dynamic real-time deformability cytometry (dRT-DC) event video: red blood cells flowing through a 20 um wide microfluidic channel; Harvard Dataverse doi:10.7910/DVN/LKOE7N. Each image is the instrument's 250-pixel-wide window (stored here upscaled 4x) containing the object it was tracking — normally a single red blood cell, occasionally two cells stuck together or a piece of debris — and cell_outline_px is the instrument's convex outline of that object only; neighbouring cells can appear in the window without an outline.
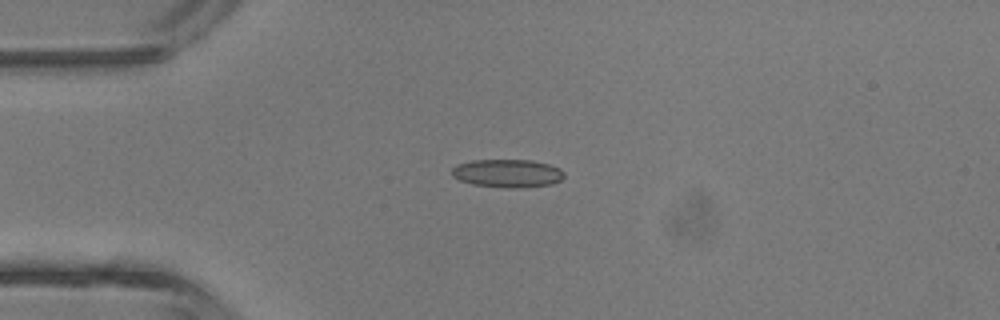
{"species": "common noctule bat (a hibernating species)", "species_latin": "Nyctalus noctula", "temperature_condition": "room temperature", "stored_images_in_passage": 4, "camera_frame_rate_fps": 3000, "um_per_image_px": 0.085, "animal": {"sex": "male", "body_mass_g": 13.3}, "frame": {"image": 1, "passage_image": 3, "time_ms": 3.333, "image_size_px": [1000, 320], "cell_outline_px": [[564, 176], [560, 180], [552, 184], [516, 188], [508, 188], [472, 184], [460, 180], [452, 176], [452, 168], [456, 164], [472, 160], [532, 160], [548, 164], [560, 168], [564, 172]], "centroid_in_image_um": [43.12, 14.72], "position_along_channel_um": 41.9, "area_um2": 18.44}}